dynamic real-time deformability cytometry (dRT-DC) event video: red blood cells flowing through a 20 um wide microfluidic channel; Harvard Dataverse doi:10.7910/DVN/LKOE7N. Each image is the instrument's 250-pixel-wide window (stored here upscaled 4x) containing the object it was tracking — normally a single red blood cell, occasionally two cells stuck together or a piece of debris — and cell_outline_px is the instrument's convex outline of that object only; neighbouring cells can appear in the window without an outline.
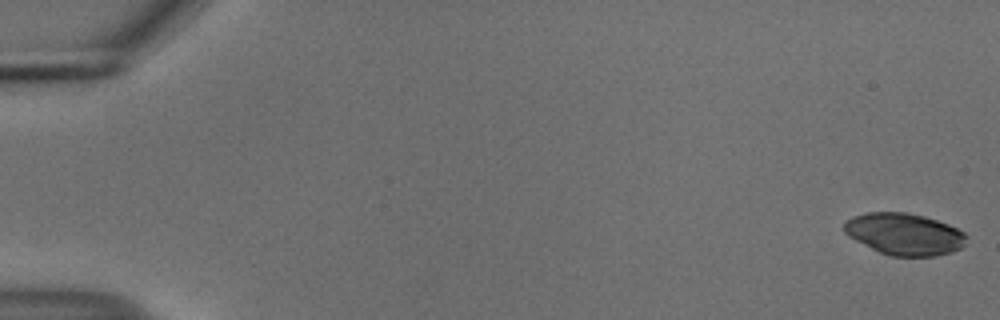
{"species": "common noctule bat (a hibernating species)", "species_latin": "Nyctalus noctula", "temperature_condition": "cold", "stored_images_in_passage": 54, "camera_frame_rate_fps": 3000, "um_per_image_px": 0.085, "animal": {"sex": "male", "body_mass_g": 18.8}, "frame": {"image": 1, "passage_image": 1, "time_ms": 0.0, "image_size_px": [1000, 320], "cell_outline_px": [[968, 236], [964, 244], [960, 248], [952, 252], [936, 256], [892, 256], [880, 252], [848, 236], [844, 232], [844, 224], [852, 216], [868, 212], [908, 212], [924, 216], [948, 224], [964, 232]], "centroid_in_image_um": [76.89, 19.89], "position_along_channel_um": 8.1, "area_um2": 29.71}}
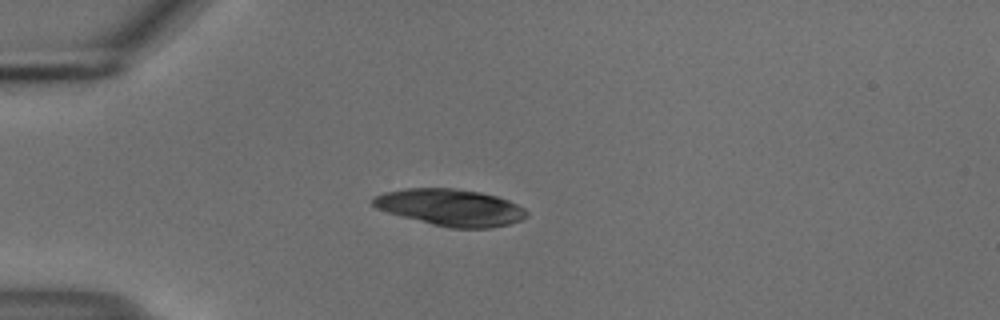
{"frame": {"image": 2, "passage_image": 15, "time_ms": 4.667, "image_size_px": [1000, 320], "cell_outline_px": [[528, 216], [520, 220], [508, 224], [488, 228], [448, 228], [432, 224], [388, 212], [376, 208], [372, 204], [372, 196], [384, 192], [404, 188], [452, 188], [480, 192], [496, 196], [508, 200], [524, 208], [528, 212]], "centroid_in_image_um": [38.28, 17.62], "position_along_channel_um": 46.7, "area_um2": 32.83}}